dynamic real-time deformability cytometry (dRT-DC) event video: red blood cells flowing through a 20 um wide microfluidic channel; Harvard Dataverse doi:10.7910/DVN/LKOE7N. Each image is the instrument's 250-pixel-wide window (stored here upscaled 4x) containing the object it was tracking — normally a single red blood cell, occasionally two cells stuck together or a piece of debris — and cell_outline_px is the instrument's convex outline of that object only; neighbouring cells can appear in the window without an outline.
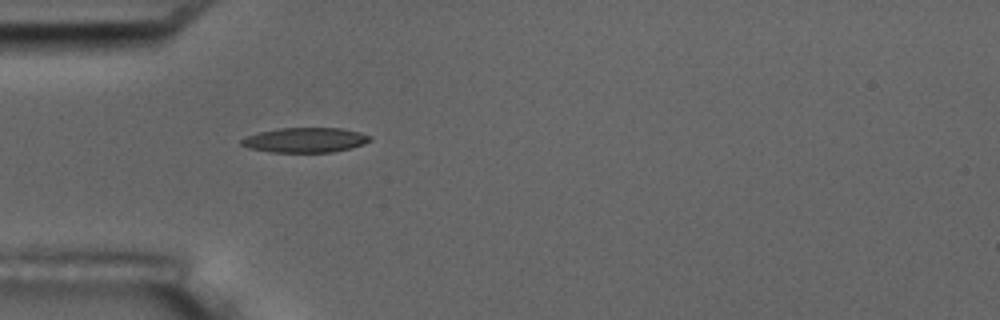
{"species": "common noctule bat (a hibernating species)", "species_latin": "Nyctalus noctula", "temperature_condition": "room temperature", "stored_images_in_passage": 2, "camera_frame_rate_fps": 3000, "um_per_image_px": 0.085, "animal": {"sex": "male", "body_mass_g": 17.5, "forearm_length_mm": 52.3}, "frame": {"image": 1, "passage_image": 2, "time_ms": 1.333, "image_size_px": [1000, 320], "cell_outline_px": [[372, 140], [364, 144], [332, 152], [268, 152], [248, 148], [240, 144], [240, 140], [244, 136], [260, 132], [280, 128], [340, 128], [360, 132], [372, 136]], "centroid_in_image_um": [25.92, 11.9], "position_along_channel_um": 59.1, "area_um2": 18.67}}